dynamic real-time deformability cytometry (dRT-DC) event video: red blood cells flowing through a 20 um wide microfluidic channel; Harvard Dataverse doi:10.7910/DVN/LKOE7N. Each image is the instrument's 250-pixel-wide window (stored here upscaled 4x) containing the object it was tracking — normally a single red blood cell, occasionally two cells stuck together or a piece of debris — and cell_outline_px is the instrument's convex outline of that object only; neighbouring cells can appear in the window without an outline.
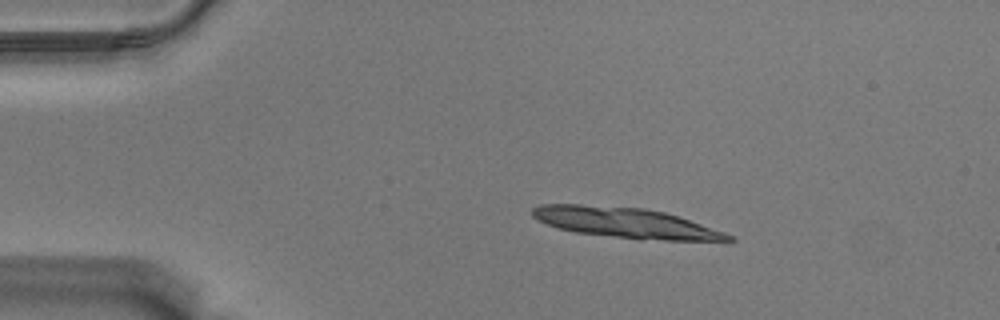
{"species": "Egyptian fruit bat (a non-hibernating species)", "species_latin": "Rousettus aegyptiacus", "temperature_condition": "warm", "stored_images_in_passage": 8, "camera_frame_rate_fps": 3000, "um_per_image_px": 0.085, "animal": {"sex": "male"}, "frame": {"image": 1, "passage_image": 1, "time_ms": 0.0, "image_size_px": [1000, 320], "cell_outline_px": [[736, 240], [640, 240], [576, 232], [560, 228], [536, 220], [532, 216], [532, 208], [540, 204], [580, 204], [644, 208], [664, 212], [736, 236]], "centroid_in_image_um": [53.13, 18.93], "position_along_channel_um": 31.9, "area_um2": 34.33}}